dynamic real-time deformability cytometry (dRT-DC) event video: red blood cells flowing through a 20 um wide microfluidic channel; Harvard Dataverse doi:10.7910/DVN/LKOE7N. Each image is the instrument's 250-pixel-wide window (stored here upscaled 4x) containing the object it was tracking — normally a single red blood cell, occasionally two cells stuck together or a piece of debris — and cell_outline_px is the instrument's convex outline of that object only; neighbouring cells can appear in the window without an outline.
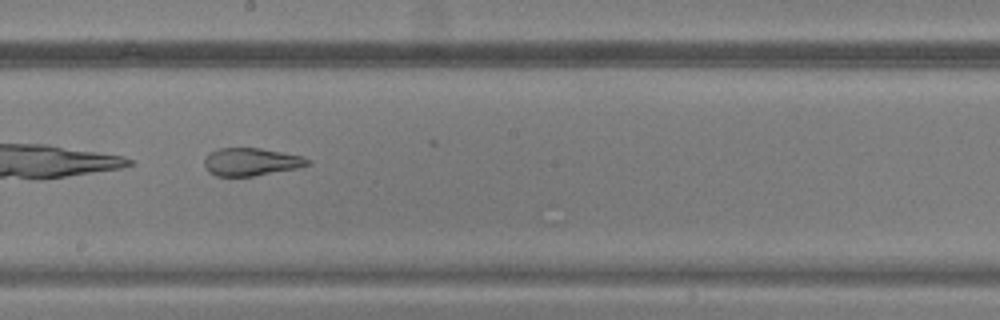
{"species": "common noctule bat (a hibernating species)", "species_latin": "Nyctalus noctula", "temperature_condition": "warm", "stored_images_in_passage": 35, "camera_frame_rate_fps": 3000, "um_per_image_px": 0.085, "animal": {"sex": "male", "body_mass_g": 20.5, "forearm_length_mm": 52.5}, "frame": {"image": 1, "passage_image": 16, "time_ms": 5.0, "image_size_px": [1000, 320], "cell_outline_px": [[312, 164], [300, 168], [252, 176], [216, 176], [208, 172], [204, 164], [204, 160], [208, 152], [220, 148], [260, 148], [300, 156], [312, 160]], "centroid_in_image_um": [21.35, 13.76], "position_along_channel_um": 226.9, "area_um2": 16.82}}